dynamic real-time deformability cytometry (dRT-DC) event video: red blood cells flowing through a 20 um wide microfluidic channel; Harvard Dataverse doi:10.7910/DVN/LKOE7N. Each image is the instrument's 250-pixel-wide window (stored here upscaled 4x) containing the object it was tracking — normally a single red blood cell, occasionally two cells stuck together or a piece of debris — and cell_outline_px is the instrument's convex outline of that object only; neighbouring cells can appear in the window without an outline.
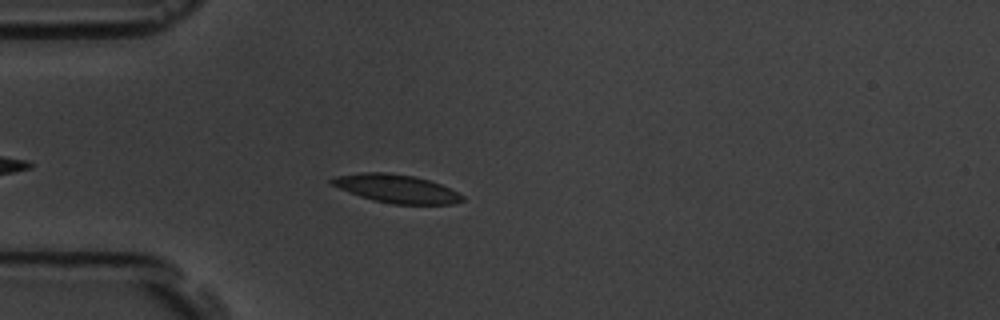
{"species": "common noctule bat (a hibernating species)", "species_latin": "Nyctalus noctula", "temperature_condition": "room temperature", "stored_images_in_passage": 4, "camera_frame_rate_fps": 3000, "um_per_image_px": 0.085, "animal": {"sex": "male", "body_mass_g": 19.5, "forearm_length_mm": 54.6}, "frame": {"image": 1, "passage_image": 4, "time_ms": 4.333, "image_size_px": [1000, 320], "cell_outline_px": [[464, 200], [452, 204], [392, 204], [372, 200], [348, 192], [332, 184], [328, 180], [336, 176], [364, 172], [384, 172], [412, 176], [428, 180], [440, 184], [464, 196]], "centroid_in_image_um": [33.68, 16.04], "position_along_channel_um": 51.3, "area_um2": 21.27}}